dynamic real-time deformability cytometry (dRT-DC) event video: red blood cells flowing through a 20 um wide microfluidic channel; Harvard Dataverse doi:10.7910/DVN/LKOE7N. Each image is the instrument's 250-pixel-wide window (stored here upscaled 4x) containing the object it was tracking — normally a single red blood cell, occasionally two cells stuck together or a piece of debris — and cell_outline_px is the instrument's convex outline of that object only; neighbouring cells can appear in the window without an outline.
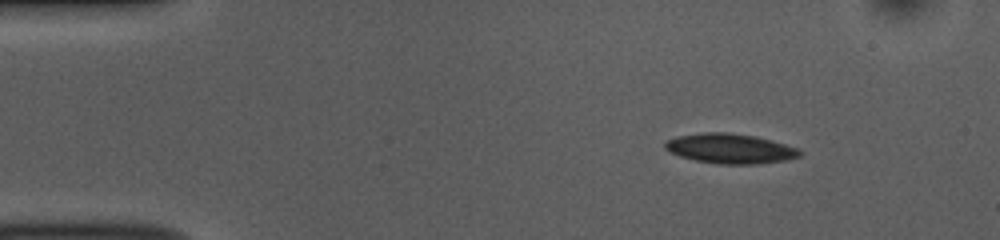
{"species": "common noctule bat (a hibernating species)", "species_latin": "Nyctalus noctula", "temperature_condition": "room temperature", "stored_images_in_passage": 48, "camera_frame_rate_fps": 3000, "um_per_image_px": 0.085, "animal": {"sex": "female", "body_mass_g": 10.0, "forearm_length_mm": 53.1}, "frame": {"image": 1, "passage_image": 1, "time_ms": 0.0, "image_size_px": [1000, 240], "cell_outline_px": [[804, 152], [800, 156], [784, 160], [756, 164], [720, 164], [696, 160], [680, 156], [664, 148], [664, 144], [668, 140], [680, 136], [704, 132], [724, 132], [752, 136], [772, 140], [800, 148]], "centroid_in_image_um": [62.12, 12.63], "position_along_channel_um": 22.9, "area_um2": 23.18}}
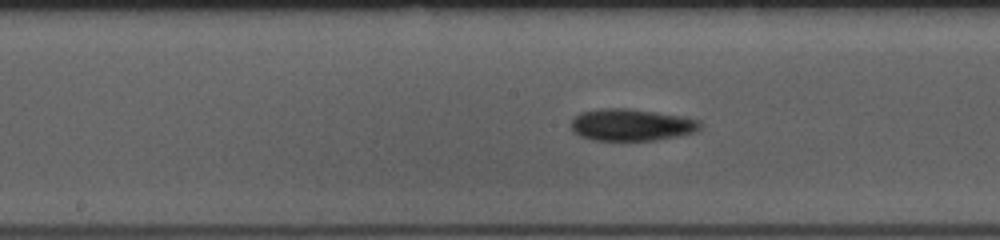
{"frame": {"image": 2, "passage_image": 21, "time_ms": 6.667, "image_size_px": [1000, 240], "cell_outline_px": [[700, 128], [692, 132], [676, 136], [656, 140], [592, 140], [580, 136], [572, 128], [572, 120], [580, 112], [600, 108], [628, 108], [656, 112], [680, 116], [700, 120]], "centroid_in_image_um": [53.64, 10.6], "position_along_channel_um": 194.6, "area_um2": 23.76}}
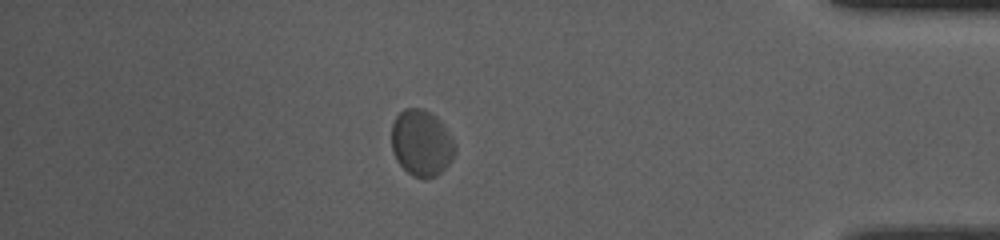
{"frame": {"image": 3, "passage_image": 41, "time_ms": 13.333, "image_size_px": [1000, 240], "cell_outline_px": [[456, 152], [452, 160], [436, 176], [412, 176], [396, 160], [392, 148], [392, 124], [396, 116], [404, 108], [424, 108], [436, 116], [440, 120], [456, 144]], "centroid_in_image_um": [35.83, 12.12], "position_along_channel_um": 399.4, "area_um2": 24.39}, "authors_computed_cell_mechanics": {"area_um2": 23.4379, "velocity_mm_per_s": 3.6351, "shape_relaxation_time_tau1_ms": 2.2659, "shape_relaxation_time_tau2_ms": 1.306, "deformation_change_tau1": 0.0558, "deformation_change_tau2": 0.037}}